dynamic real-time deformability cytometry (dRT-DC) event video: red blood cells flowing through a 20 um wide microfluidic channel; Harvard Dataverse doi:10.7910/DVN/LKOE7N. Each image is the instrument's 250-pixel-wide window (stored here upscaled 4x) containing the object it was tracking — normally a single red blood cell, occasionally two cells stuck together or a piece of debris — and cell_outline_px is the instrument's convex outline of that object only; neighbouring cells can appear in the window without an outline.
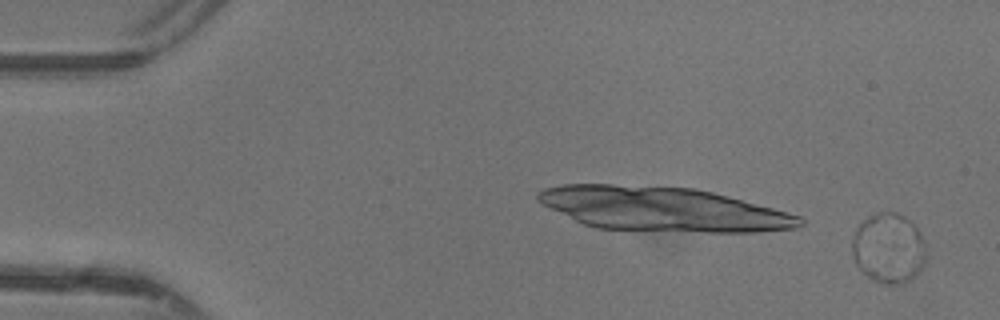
{"species": "common noctule bat (a hibernating species)", "species_latin": "Nyctalus noctula", "temperature_condition": "warm", "stored_images_in_passage": 48, "camera_frame_rate_fps": 3000, "um_per_image_px": 0.085, "animal": {"sex": "female"}, "frame": {"image": 1, "passage_image": 2, "time_ms": 0.333, "image_size_px": [1000, 320], "cell_outline_px": [[924, 264], [908, 280], [900, 284], [884, 284], [872, 280], [856, 264], [852, 256], [852, 240], [856, 228], [868, 216], [876, 212], [896, 212], [904, 216], [920, 232], [924, 244]], "centroid_in_image_um": [75.49, 21.08], "position_along_channel_um": 9.5, "area_um2": 29.82}}
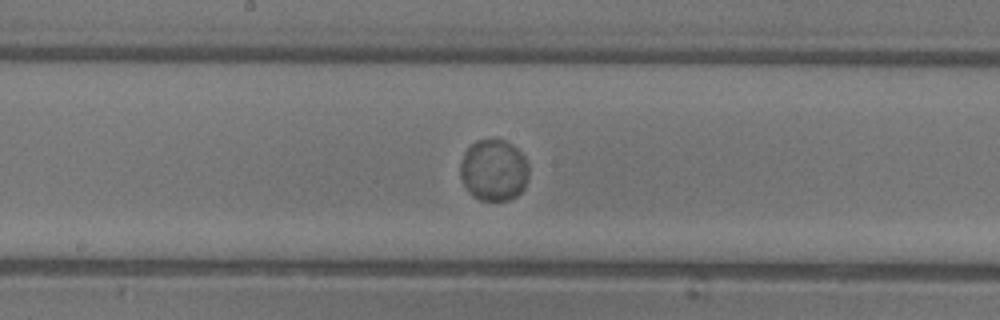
{"frame": {"image": 2, "passage_image": 26, "time_ms": 8.333, "image_size_px": [1000, 320], "cell_outline_px": [[528, 176], [524, 188], [516, 196], [508, 200], [480, 200], [472, 196], [468, 192], [460, 176], [460, 164], [464, 152], [476, 140], [504, 140], [512, 144], [524, 156], [528, 164]], "centroid_in_image_um": [41.96, 14.47], "position_along_channel_um": 206.2, "area_um2": 24.57}}
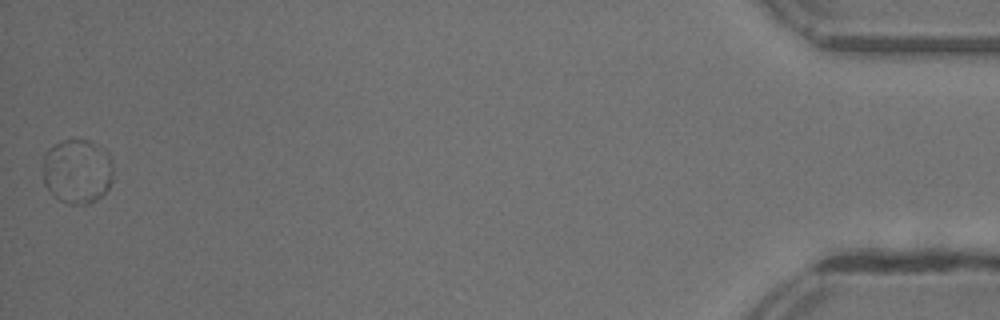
{"frame": {"image": 3, "passage_image": 48, "time_ms": 15.667, "image_size_px": [1000, 320], "cell_outline_px": [[112, 180], [108, 188], [96, 200], [88, 204], [68, 204], [60, 200], [44, 184], [44, 152], [48, 148], [64, 140], [88, 140], [104, 148], [112, 156]], "centroid_in_image_um": [6.59, 14.54], "position_along_channel_um": 428.6, "area_um2": 26.47}}